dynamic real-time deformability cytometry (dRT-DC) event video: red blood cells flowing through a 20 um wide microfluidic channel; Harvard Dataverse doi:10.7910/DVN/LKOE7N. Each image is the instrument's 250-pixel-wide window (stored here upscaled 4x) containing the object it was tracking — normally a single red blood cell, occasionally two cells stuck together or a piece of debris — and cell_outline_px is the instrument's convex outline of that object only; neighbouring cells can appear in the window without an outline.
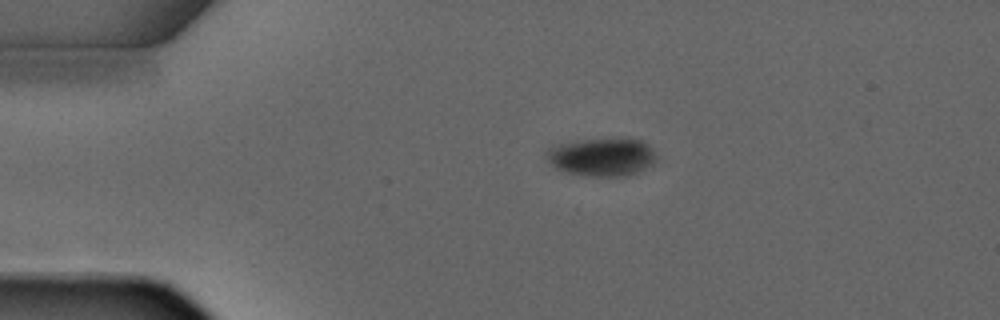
{"species": "common noctule bat (a hibernating species)", "species_latin": "Nyctalus noctula", "temperature_condition": "warm", "stored_images_in_passage": 3, "camera_frame_rate_fps": 3000, "um_per_image_px": 0.085, "animal": {"sex": "male", "forearm_length_mm": 52.5}, "frame": {"image": 1, "passage_image": 3, "time_ms": 2.333, "image_size_px": [1000, 320], "cell_outline_px": [[656, 160], [652, 164], [628, 176], [584, 176], [568, 172], [556, 168], [548, 160], [544, 152], [548, 148], [556, 144], [580, 140], [608, 136], [628, 136], [644, 140], [652, 148], [656, 156]], "centroid_in_image_um": [51.19, 13.28], "position_along_channel_um": 33.8, "area_um2": 25.32}}